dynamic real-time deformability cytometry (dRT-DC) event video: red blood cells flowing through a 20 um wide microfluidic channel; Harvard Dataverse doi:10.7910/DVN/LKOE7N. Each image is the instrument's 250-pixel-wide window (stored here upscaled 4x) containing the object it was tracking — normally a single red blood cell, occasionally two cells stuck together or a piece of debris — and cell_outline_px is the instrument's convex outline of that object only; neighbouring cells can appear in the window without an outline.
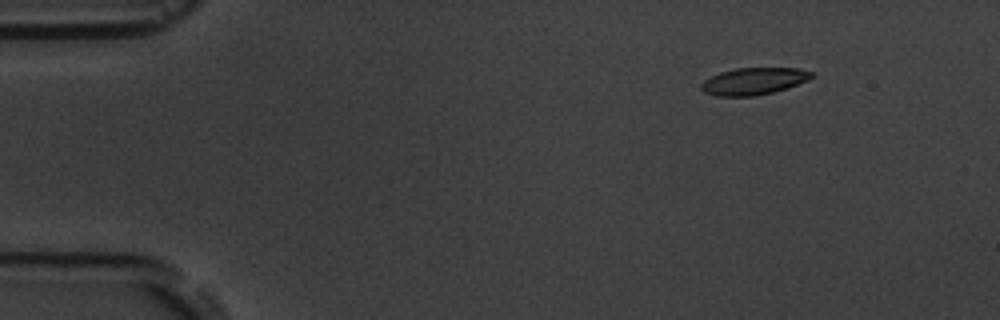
{"species": "common noctule bat (a hibernating species)", "species_latin": "Nyctalus noctula", "temperature_condition": "room temperature", "stored_images_in_passage": 4, "camera_frame_rate_fps": 3000, "um_per_image_px": 0.085, "animal": {"sex": "male", "body_mass_g": 19.5, "forearm_length_mm": 54.6}, "frame": {"image": 1, "passage_image": 1, "time_ms": 0.0, "image_size_px": [1000, 320], "cell_outline_px": [[812, 76], [808, 80], [788, 88], [756, 96], [716, 96], [704, 92], [700, 88], [700, 84], [704, 80], [720, 72], [736, 68], [796, 68], [812, 72]], "centroid_in_image_um": [64.04, 6.91], "position_along_channel_um": 21.0, "area_um2": 17.34}}
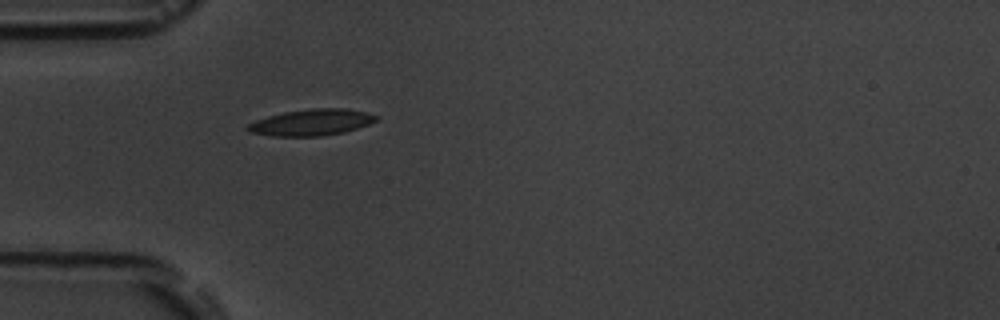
{"frame": {"image": 2, "passage_image": 4, "time_ms": 3.333, "image_size_px": [1000, 320], "cell_outline_px": [[380, 116], [376, 120], [368, 124], [344, 132], [320, 136], [272, 136], [252, 132], [244, 128], [248, 124], [256, 120], [268, 116], [284, 112], [312, 108], [344, 108], [364, 112]], "centroid_in_image_um": [26.46, 10.4], "position_along_channel_um": 58.5, "area_um2": 19.54}}